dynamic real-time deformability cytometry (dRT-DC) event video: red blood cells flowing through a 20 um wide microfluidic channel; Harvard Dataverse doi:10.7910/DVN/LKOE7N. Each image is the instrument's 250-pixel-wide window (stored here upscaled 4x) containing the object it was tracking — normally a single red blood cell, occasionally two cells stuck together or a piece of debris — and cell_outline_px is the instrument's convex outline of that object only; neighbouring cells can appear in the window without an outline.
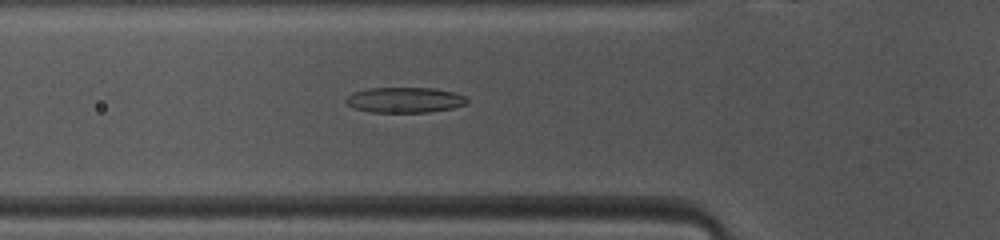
{"species": "common noctule bat (a hibernating species)", "species_latin": "Nyctalus noctula", "temperature_condition": "warm", "stored_images_in_passage": 40, "camera_frame_rate_fps": 3000, "um_per_image_px": 0.085, "animal": {"sex": "female", "body_mass_g": 10.0, "forearm_length_mm": 53.1}, "frame": {"image": 1, "passage_image": 8, "time_ms": 2.333, "image_size_px": [1000, 240], "cell_outline_px": [[468, 104], [452, 108], [428, 112], [372, 112], [356, 108], [348, 104], [344, 100], [352, 92], [368, 88], [432, 88], [456, 92], [464, 96], [468, 100]], "centroid_in_image_um": [34.43, 8.49], "position_along_channel_um": 91.4, "area_um2": 17.92}}
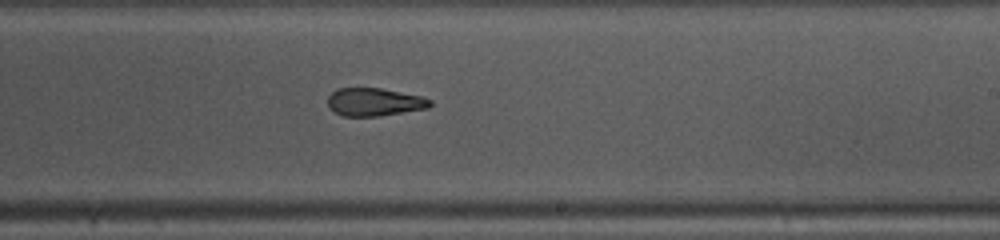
{"frame": {"image": 2, "passage_image": 20, "time_ms": 6.333, "image_size_px": [1000, 240], "cell_outline_px": [[432, 104], [428, 108], [380, 116], [344, 116], [328, 108], [328, 96], [336, 88], [380, 88], [420, 96], [432, 100]], "centroid_in_image_um": [31.8, 8.67], "position_along_channel_um": 257.2, "area_um2": 16.65}}
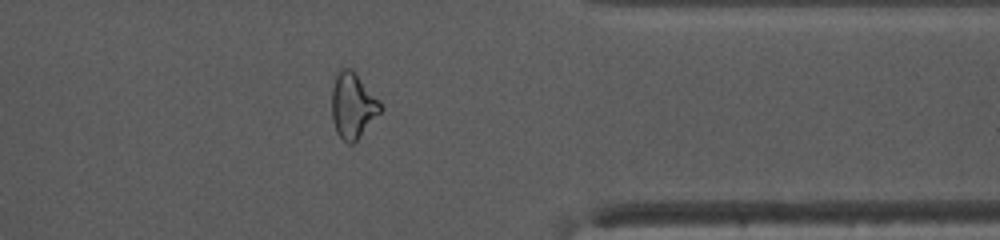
{"frame": {"image": 3, "passage_image": 30, "time_ms": 9.667, "image_size_px": [1000, 240], "cell_outline_px": [[384, 108], [356, 140], [352, 144], [348, 144], [336, 132], [332, 120], [332, 88], [336, 72], [340, 68], [352, 68], [356, 72], [380, 100]], "centroid_in_image_um": [29.99, 8.93], "position_along_channel_um": 381.4, "area_um2": 18.79}, "authors_computed_cell_mechanics": {"area_um2": 18.1781, "velocity_mm_per_s": 4.1209, "shape_relaxation_time_tau1_ms": null, "shape_relaxation_time_tau2_ms": 2.6939, "deformation_change_tau1": null, "deformation_change_tau2": 0.1115}}